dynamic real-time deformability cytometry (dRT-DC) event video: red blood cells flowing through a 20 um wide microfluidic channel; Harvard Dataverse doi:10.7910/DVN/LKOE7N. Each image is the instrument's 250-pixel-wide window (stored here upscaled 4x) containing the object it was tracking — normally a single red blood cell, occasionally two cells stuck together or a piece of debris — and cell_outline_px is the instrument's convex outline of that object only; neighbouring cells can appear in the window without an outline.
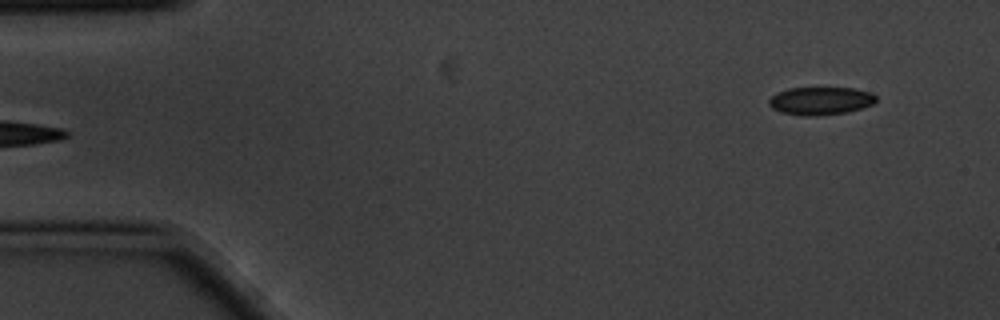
{"species": "common noctule bat (a hibernating species)", "species_latin": "Nyctalus noctula", "temperature_condition": "cold", "stored_images_in_passage": 5, "camera_frame_rate_fps": 3000, "um_per_image_px": 0.085, "animal": {"sex": "male", "body_mass_g": 20.1, "forearm_length_mm": 53.5}, "frame": {"image": 1, "passage_image": 5, "time_ms": 1.333, "image_size_px": [1000, 320], "cell_outline_px": [[876, 100], [872, 104], [848, 112], [816, 116], [804, 116], [780, 112], [772, 108], [768, 104], [768, 100], [776, 92], [788, 88], [856, 88], [872, 92], [876, 96]], "centroid_in_image_um": [69.73, 8.57], "position_along_channel_um": 15.3, "area_um2": 17.57}}